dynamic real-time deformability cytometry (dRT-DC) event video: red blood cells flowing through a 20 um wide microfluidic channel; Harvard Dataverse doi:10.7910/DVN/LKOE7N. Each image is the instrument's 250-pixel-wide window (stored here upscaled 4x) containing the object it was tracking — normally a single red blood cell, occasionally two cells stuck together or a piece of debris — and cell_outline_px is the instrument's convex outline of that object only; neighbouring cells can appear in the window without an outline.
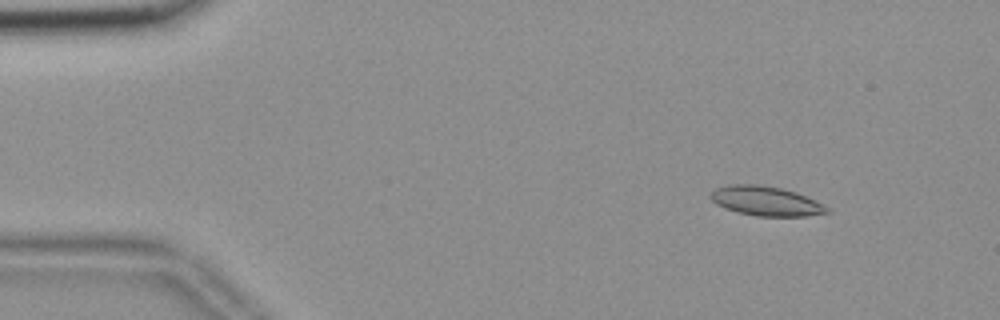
{"species": "common noctule bat (a hibernating species)", "species_latin": "Nyctalus noctula", "temperature_condition": "room temperature", "stored_images_in_passage": 56, "camera_frame_rate_fps": 3000, "um_per_image_px": 0.085, "animal": {"sex": "female", "body_mass_g": 18.4}, "frame": {"image": 1, "passage_image": 6, "time_ms": 1.667, "image_size_px": [1000, 320], "cell_outline_px": [[832, 212], [808, 216], [756, 216], [724, 208], [716, 204], [708, 196], [716, 188], [728, 184], [756, 184], [780, 188], [796, 192], [832, 208]], "centroid_in_image_um": [65.13, 17.09], "position_along_channel_um": 19.9, "area_um2": 20.06}}
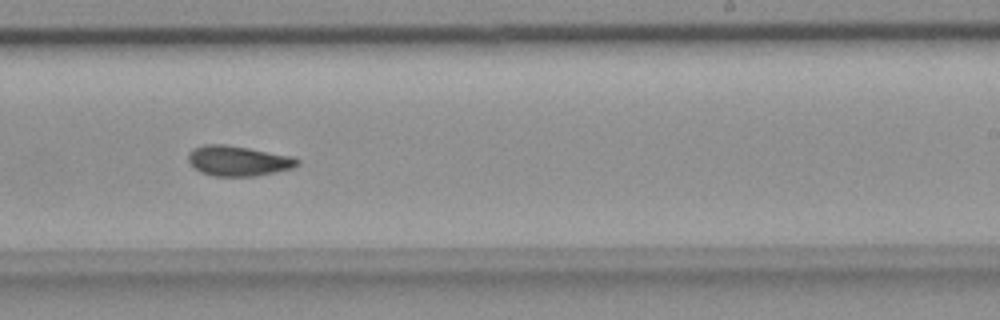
{"frame": {"image": 2, "passage_image": 34, "time_ms": 11.0, "image_size_px": [1000, 320], "cell_outline_px": [[300, 164], [292, 168], [256, 176], [212, 176], [200, 172], [188, 160], [188, 152], [192, 148], [204, 144], [224, 144], [248, 148], [292, 156], [300, 160]], "centroid_in_image_um": [20.23, 13.67], "position_along_channel_um": 268.8, "area_um2": 19.19}}
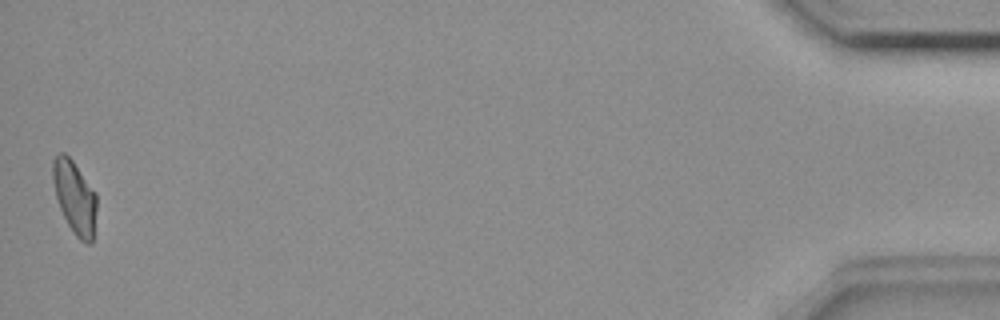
{"frame": {"image": 3, "passage_image": 55, "time_ms": 18.0, "image_size_px": [1000, 320], "cell_outline_px": [[96, 208], [92, 240], [88, 244], [80, 240], [76, 236], [68, 224], [60, 208], [56, 196], [52, 176], [52, 160], [56, 152], [64, 152], [72, 160], [96, 192]], "centroid_in_image_um": [6.33, 16.71], "position_along_channel_um": 428.9, "area_um2": 18.5}}